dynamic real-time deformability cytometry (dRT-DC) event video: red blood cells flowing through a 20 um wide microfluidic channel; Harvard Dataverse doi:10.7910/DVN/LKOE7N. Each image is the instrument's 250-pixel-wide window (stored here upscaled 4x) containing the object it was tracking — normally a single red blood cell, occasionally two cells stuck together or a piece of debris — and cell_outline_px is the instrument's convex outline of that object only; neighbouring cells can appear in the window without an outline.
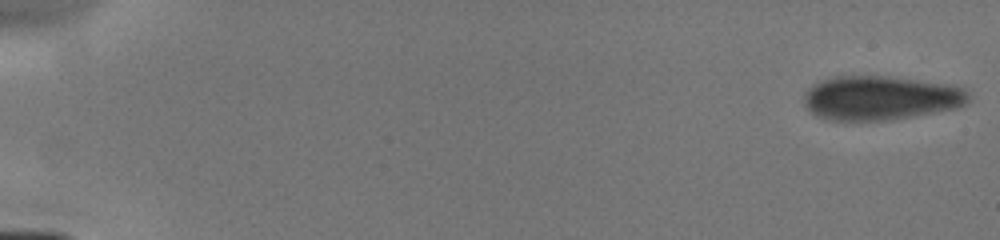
{"species": "human", "species_latin": "Homo sapiens", "temperature_condition": "cold", "stored_images_in_passage": 6, "camera_frame_rate_fps": 3000, "um_per_image_px": 0.085, "donor": {"sex": "male"}, "frame": {"image": 1, "passage_image": 1, "time_ms": 0.0, "image_size_px": [1000, 240], "cell_outline_px": [[968, 100], [964, 104], [956, 108], [912, 116], [888, 120], [828, 120], [816, 116], [808, 112], [804, 104], [804, 92], [812, 84], [820, 80], [832, 76], [888, 76], [948, 84], [964, 88], [968, 92]], "centroid_in_image_um": [74.77, 8.32], "position_along_channel_um": 10.2, "area_um2": 42.54}}
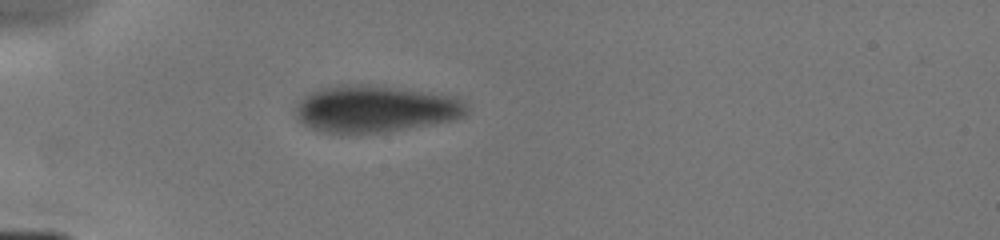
{"frame": {"image": 2, "passage_image": 5, "time_ms": 4.667, "image_size_px": [1000, 240], "cell_outline_px": [[468, 112], [464, 116], [456, 120], [384, 132], [324, 132], [312, 128], [296, 120], [296, 104], [308, 92], [340, 84], [360, 84], [392, 88], [452, 96], [468, 104]], "centroid_in_image_um": [31.88, 9.26], "position_along_channel_um": 53.1, "area_um2": 46.18}}